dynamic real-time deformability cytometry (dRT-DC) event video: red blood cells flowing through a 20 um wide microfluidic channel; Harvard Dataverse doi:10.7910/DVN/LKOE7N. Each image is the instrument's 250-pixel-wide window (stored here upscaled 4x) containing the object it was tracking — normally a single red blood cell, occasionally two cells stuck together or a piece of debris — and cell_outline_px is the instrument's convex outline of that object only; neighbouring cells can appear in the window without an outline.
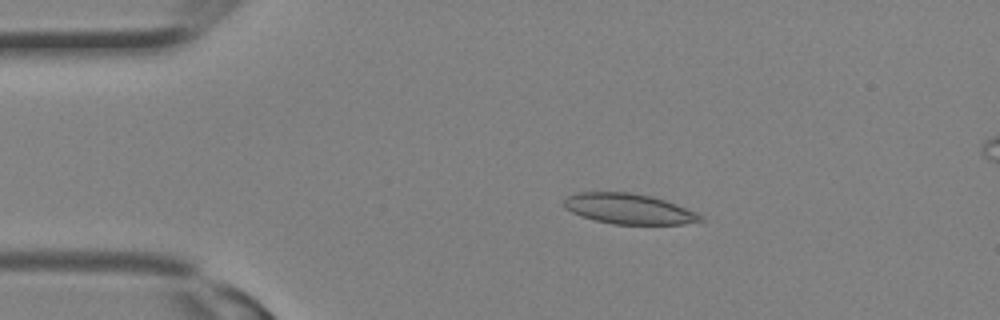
{"species": "Egyptian fruit bat (a non-hibernating species)", "species_latin": "Rousettus aegyptiacus", "temperature_condition": "room temperature", "stored_images_in_passage": 13, "camera_frame_rate_fps": 3000, "um_per_image_px": 0.085, "animal": {"sex": "female"}, "frame": {"image": 1, "passage_image": 6, "time_ms": 1.667, "image_size_px": [1000, 320], "cell_outline_px": [[704, 220], [684, 224], [612, 224], [580, 216], [564, 208], [564, 200], [568, 196], [580, 192], [628, 192], [652, 196], [676, 204], [696, 212], [704, 216]], "centroid_in_image_um": [53.46, 17.75], "position_along_channel_um": 31.5, "area_um2": 24.1}}
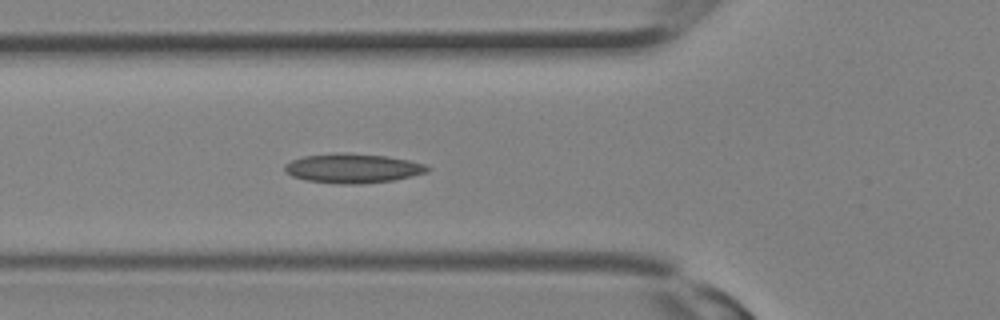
{"frame": {"image": 2, "passage_image": 11, "time_ms": 3.333, "image_size_px": [1000, 320], "cell_outline_px": [[432, 168], [428, 172], [412, 176], [392, 180], [360, 184], [340, 184], [304, 180], [292, 176], [284, 168], [284, 164], [292, 160], [304, 156], [384, 156], [408, 160], [424, 164]], "centroid_in_image_um": [30.03, 14.37], "position_along_channel_um": 95.8, "area_um2": 23.18}}
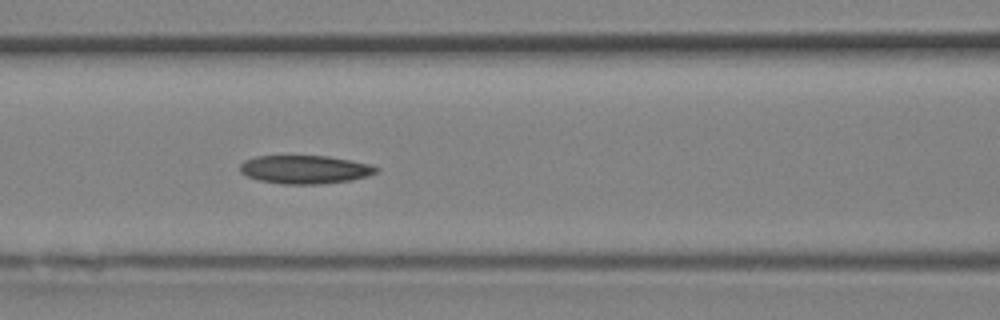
{"frame": {"image": 3, "passage_image": 13, "time_ms": 4.0, "image_size_px": [1000, 320], "cell_outline_px": [[380, 168], [376, 172], [368, 176], [352, 180], [320, 184], [280, 184], [260, 180], [248, 176], [240, 172], [240, 164], [244, 160], [256, 156], [328, 156], [372, 164]], "centroid_in_image_um": [25.94, 14.4], "position_along_channel_um": 140.7, "area_um2": 22.6}}